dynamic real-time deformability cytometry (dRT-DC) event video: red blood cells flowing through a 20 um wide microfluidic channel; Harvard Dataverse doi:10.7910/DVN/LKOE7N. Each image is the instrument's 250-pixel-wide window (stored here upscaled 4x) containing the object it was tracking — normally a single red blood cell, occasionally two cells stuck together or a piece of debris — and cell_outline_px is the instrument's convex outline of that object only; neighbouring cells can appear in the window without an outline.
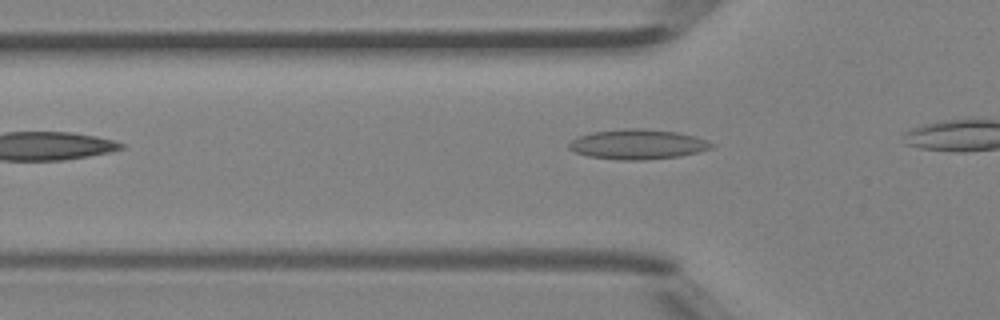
{"species": "Egyptian fruit bat (a non-hibernating species)", "species_latin": "Rousettus aegyptiacus", "temperature_condition": "room temperature", "stored_images_in_passage": 5, "camera_frame_rate_fps": 3000, "um_per_image_px": 0.085, "animal": {"sex": "female"}, "frame": {"image": 1, "passage_image": 2, "time_ms": 0.333, "image_size_px": [1000, 320], "cell_outline_px": [[716, 144], [712, 148], [680, 156], [644, 160], [620, 160], [588, 156], [576, 152], [568, 148], [568, 144], [572, 140], [580, 136], [592, 132], [624, 128], [644, 128], [676, 132], [692, 136]], "centroid_in_image_um": [54.18, 12.26], "position_along_channel_um": 71.6, "area_um2": 24.68}}
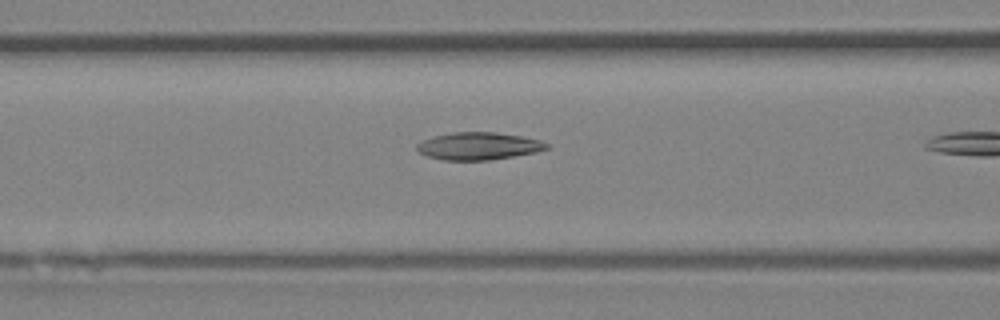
{"frame": {"image": 2, "passage_image": 4, "time_ms": 1.0, "image_size_px": [1000, 320], "cell_outline_px": [[548, 148], [536, 152], [488, 160], [444, 160], [428, 156], [420, 152], [416, 148], [416, 144], [432, 136], [452, 132], [496, 132], [520, 136], [540, 140], [548, 144]], "centroid_in_image_um": [40.65, 12.41], "position_along_channel_um": 125.9, "area_um2": 20.58}}